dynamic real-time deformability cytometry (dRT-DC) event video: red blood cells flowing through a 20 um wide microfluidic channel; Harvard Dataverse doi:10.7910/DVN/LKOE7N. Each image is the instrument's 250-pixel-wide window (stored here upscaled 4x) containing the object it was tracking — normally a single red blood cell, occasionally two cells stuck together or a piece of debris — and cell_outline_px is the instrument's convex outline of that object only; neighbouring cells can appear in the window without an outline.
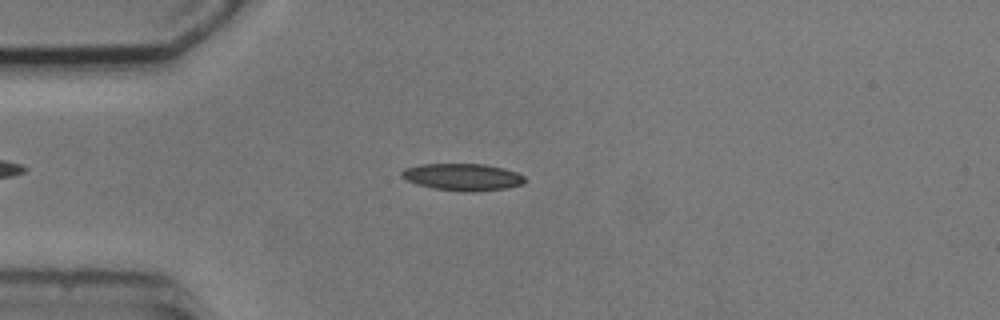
{"species": "common noctule bat (a hibernating species)", "species_latin": "Nyctalus noctula", "temperature_condition": "cold", "stored_images_in_passage": 4, "camera_frame_rate_fps": 3000, "um_per_image_px": 0.085, "animal": {"sex": "male", "body_mass_g": 20.5, "forearm_length_mm": 52.5}, "frame": {"image": 1, "passage_image": 3, "time_ms": 3.333, "image_size_px": [1000, 320], "cell_outline_px": [[528, 180], [524, 184], [508, 188], [476, 192], [464, 192], [432, 188], [416, 184], [404, 180], [400, 176], [400, 172], [404, 168], [420, 164], [484, 164], [504, 168], [516, 172], [524, 176]], "centroid_in_image_um": [39.32, 15.05], "position_along_channel_um": 45.7, "area_um2": 19.83}}